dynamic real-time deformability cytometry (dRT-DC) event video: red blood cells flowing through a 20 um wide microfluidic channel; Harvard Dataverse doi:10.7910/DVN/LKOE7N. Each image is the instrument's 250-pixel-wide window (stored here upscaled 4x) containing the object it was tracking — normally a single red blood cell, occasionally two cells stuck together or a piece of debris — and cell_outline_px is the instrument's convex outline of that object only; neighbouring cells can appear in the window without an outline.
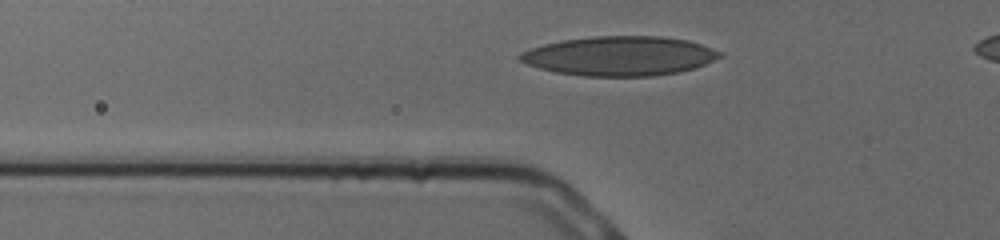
{"species": "human", "species_latin": "Homo sapiens", "temperature_condition": "cold", "stored_images_in_passage": 26, "camera_frame_rate_fps": 3000, "um_per_image_px": 0.085, "donor": {"sex": "male"}, "frame": {"image": 1, "passage_image": 3, "time_ms": 0.667, "image_size_px": [1000, 240], "cell_outline_px": [[724, 56], [696, 68], [680, 72], [652, 76], [584, 76], [556, 72], [540, 68], [528, 64], [520, 60], [516, 56], [520, 52], [528, 48], [544, 44], [564, 40], [592, 36], [660, 36], [688, 40], [724, 52]], "centroid_in_image_um": [52.7, 4.76], "position_along_channel_um": 73.1, "area_um2": 46.12}}
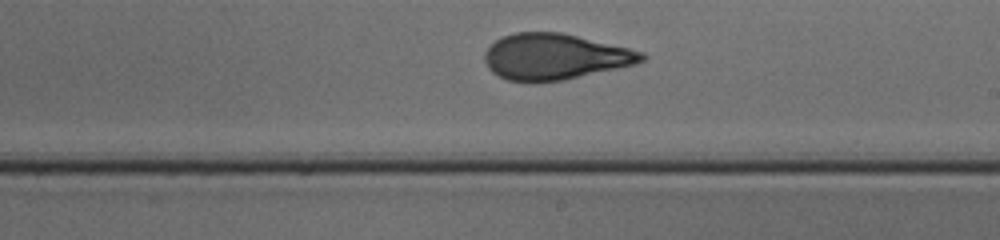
{"frame": {"image": 2, "passage_image": 16, "time_ms": 5.0, "image_size_px": [1000, 240], "cell_outline_px": [[648, 56], [644, 60], [632, 64], [616, 68], [564, 80], [508, 80], [492, 72], [488, 68], [484, 60], [484, 52], [500, 36], [512, 32], [564, 32], [644, 52]], "centroid_in_image_um": [47.14, 4.78], "position_along_channel_um": 241.9, "area_um2": 41.62}}
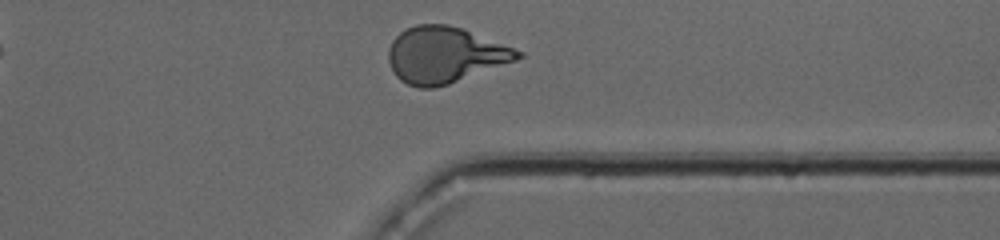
{"frame": {"image": 3, "passage_image": 26, "time_ms": 8.333, "image_size_px": [1000, 240], "cell_outline_px": [[524, 56], [516, 60], [448, 84], [432, 88], [420, 88], [408, 84], [400, 80], [396, 76], [388, 60], [388, 48], [392, 40], [400, 32], [416, 24], [448, 24], [464, 28], [524, 52]], "centroid_in_image_um": [37.8, 4.65], "position_along_channel_um": 373.6, "area_um2": 42.19}, "authors_computed_cell_mechanics": {"area_um2": 42.5408, "velocity_mm_per_s": 3.9293, "shape_relaxation_time_tau1_ms": 7.6998, "shape_relaxation_time_tau2_ms": 1.085, "deformation_change_tau1": 0.2648, "deformation_change_tau2": 0.0865}}